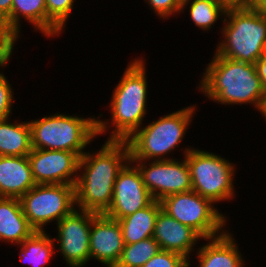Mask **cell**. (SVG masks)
Segmentation results:
<instances>
[{"instance_id":"cell-22","label":"cell","mask_w":266,"mask_h":267,"mask_svg":"<svg viewBox=\"0 0 266 267\" xmlns=\"http://www.w3.org/2000/svg\"><path fill=\"white\" fill-rule=\"evenodd\" d=\"M17 247L20 248L19 257L22 263L32 267L47 266L56 254L54 238L46 231H36Z\"/></svg>"},{"instance_id":"cell-27","label":"cell","mask_w":266,"mask_h":267,"mask_svg":"<svg viewBox=\"0 0 266 267\" xmlns=\"http://www.w3.org/2000/svg\"><path fill=\"white\" fill-rule=\"evenodd\" d=\"M142 267H189V261L181 254L160 250Z\"/></svg>"},{"instance_id":"cell-30","label":"cell","mask_w":266,"mask_h":267,"mask_svg":"<svg viewBox=\"0 0 266 267\" xmlns=\"http://www.w3.org/2000/svg\"><path fill=\"white\" fill-rule=\"evenodd\" d=\"M258 77L261 79L263 87L266 89V54L262 55L255 63Z\"/></svg>"},{"instance_id":"cell-19","label":"cell","mask_w":266,"mask_h":267,"mask_svg":"<svg viewBox=\"0 0 266 267\" xmlns=\"http://www.w3.org/2000/svg\"><path fill=\"white\" fill-rule=\"evenodd\" d=\"M160 209V201L153 200L148 206L119 219L124 243L134 244L153 237L156 218Z\"/></svg>"},{"instance_id":"cell-23","label":"cell","mask_w":266,"mask_h":267,"mask_svg":"<svg viewBox=\"0 0 266 267\" xmlns=\"http://www.w3.org/2000/svg\"><path fill=\"white\" fill-rule=\"evenodd\" d=\"M187 9L192 23L206 32L210 31L219 19L220 22L224 21L222 18H225L227 10L218 0H183L180 13Z\"/></svg>"},{"instance_id":"cell-2","label":"cell","mask_w":266,"mask_h":267,"mask_svg":"<svg viewBox=\"0 0 266 267\" xmlns=\"http://www.w3.org/2000/svg\"><path fill=\"white\" fill-rule=\"evenodd\" d=\"M145 66L146 60L141 55L128 62L120 81L112 90L108 105L111 117L109 120H101L99 117L103 114L97 117V136L107 132L110 134L106 140L126 141L145 124L149 99L148 70Z\"/></svg>"},{"instance_id":"cell-5","label":"cell","mask_w":266,"mask_h":267,"mask_svg":"<svg viewBox=\"0 0 266 267\" xmlns=\"http://www.w3.org/2000/svg\"><path fill=\"white\" fill-rule=\"evenodd\" d=\"M196 111V104H193L164 114L157 120L141 126L126 140L130 160L176 159L168 155L180 147Z\"/></svg>"},{"instance_id":"cell-15","label":"cell","mask_w":266,"mask_h":267,"mask_svg":"<svg viewBox=\"0 0 266 267\" xmlns=\"http://www.w3.org/2000/svg\"><path fill=\"white\" fill-rule=\"evenodd\" d=\"M153 238L158 242L161 250L175 252L185 257L189 261V267L192 259L190 256H194L192 253L198 249L197 242L203 240L195 230L183 225L162 209L159 210L156 218Z\"/></svg>"},{"instance_id":"cell-13","label":"cell","mask_w":266,"mask_h":267,"mask_svg":"<svg viewBox=\"0 0 266 267\" xmlns=\"http://www.w3.org/2000/svg\"><path fill=\"white\" fill-rule=\"evenodd\" d=\"M153 200L138 168L129 161L116 177L112 202L104 215L119 220L148 206Z\"/></svg>"},{"instance_id":"cell-24","label":"cell","mask_w":266,"mask_h":267,"mask_svg":"<svg viewBox=\"0 0 266 267\" xmlns=\"http://www.w3.org/2000/svg\"><path fill=\"white\" fill-rule=\"evenodd\" d=\"M160 250L158 242L153 237L134 244H125L119 261L114 267H142Z\"/></svg>"},{"instance_id":"cell-29","label":"cell","mask_w":266,"mask_h":267,"mask_svg":"<svg viewBox=\"0 0 266 267\" xmlns=\"http://www.w3.org/2000/svg\"><path fill=\"white\" fill-rule=\"evenodd\" d=\"M144 2L148 3L155 16L161 20H169L172 16L180 15L183 4V0H144Z\"/></svg>"},{"instance_id":"cell-33","label":"cell","mask_w":266,"mask_h":267,"mask_svg":"<svg viewBox=\"0 0 266 267\" xmlns=\"http://www.w3.org/2000/svg\"><path fill=\"white\" fill-rule=\"evenodd\" d=\"M248 7L266 13V0H249Z\"/></svg>"},{"instance_id":"cell-31","label":"cell","mask_w":266,"mask_h":267,"mask_svg":"<svg viewBox=\"0 0 266 267\" xmlns=\"http://www.w3.org/2000/svg\"><path fill=\"white\" fill-rule=\"evenodd\" d=\"M12 0H0V17L5 20L11 15Z\"/></svg>"},{"instance_id":"cell-14","label":"cell","mask_w":266,"mask_h":267,"mask_svg":"<svg viewBox=\"0 0 266 267\" xmlns=\"http://www.w3.org/2000/svg\"><path fill=\"white\" fill-rule=\"evenodd\" d=\"M125 243L118 220L96 214L91 221L89 250L94 259L105 267H114L119 261Z\"/></svg>"},{"instance_id":"cell-6","label":"cell","mask_w":266,"mask_h":267,"mask_svg":"<svg viewBox=\"0 0 266 267\" xmlns=\"http://www.w3.org/2000/svg\"><path fill=\"white\" fill-rule=\"evenodd\" d=\"M97 117L56 112L30 120L32 149L61 150L81 157L97 138Z\"/></svg>"},{"instance_id":"cell-18","label":"cell","mask_w":266,"mask_h":267,"mask_svg":"<svg viewBox=\"0 0 266 267\" xmlns=\"http://www.w3.org/2000/svg\"><path fill=\"white\" fill-rule=\"evenodd\" d=\"M35 232L22 211L19 198L0 197V242L16 246Z\"/></svg>"},{"instance_id":"cell-8","label":"cell","mask_w":266,"mask_h":267,"mask_svg":"<svg viewBox=\"0 0 266 267\" xmlns=\"http://www.w3.org/2000/svg\"><path fill=\"white\" fill-rule=\"evenodd\" d=\"M161 209L195 230L203 240L222 235L228 216L193 190L169 195L160 201Z\"/></svg>"},{"instance_id":"cell-4","label":"cell","mask_w":266,"mask_h":267,"mask_svg":"<svg viewBox=\"0 0 266 267\" xmlns=\"http://www.w3.org/2000/svg\"><path fill=\"white\" fill-rule=\"evenodd\" d=\"M222 25L218 56L255 65L266 54V13L250 7L227 8Z\"/></svg>"},{"instance_id":"cell-11","label":"cell","mask_w":266,"mask_h":267,"mask_svg":"<svg viewBox=\"0 0 266 267\" xmlns=\"http://www.w3.org/2000/svg\"><path fill=\"white\" fill-rule=\"evenodd\" d=\"M95 215L90 211L75 209L56 224L57 236L53 237L55 250L68 267H84L90 261V228Z\"/></svg>"},{"instance_id":"cell-1","label":"cell","mask_w":266,"mask_h":267,"mask_svg":"<svg viewBox=\"0 0 266 267\" xmlns=\"http://www.w3.org/2000/svg\"><path fill=\"white\" fill-rule=\"evenodd\" d=\"M129 161L126 141L105 140L99 150L86 151L79 160L76 209L104 214L112 202L116 177Z\"/></svg>"},{"instance_id":"cell-16","label":"cell","mask_w":266,"mask_h":267,"mask_svg":"<svg viewBox=\"0 0 266 267\" xmlns=\"http://www.w3.org/2000/svg\"><path fill=\"white\" fill-rule=\"evenodd\" d=\"M226 230L222 235L205 239L196 250L198 267H244L245 258L234 235ZM208 242V243H207Z\"/></svg>"},{"instance_id":"cell-32","label":"cell","mask_w":266,"mask_h":267,"mask_svg":"<svg viewBox=\"0 0 266 267\" xmlns=\"http://www.w3.org/2000/svg\"><path fill=\"white\" fill-rule=\"evenodd\" d=\"M226 8L248 7L249 0H218Z\"/></svg>"},{"instance_id":"cell-7","label":"cell","mask_w":266,"mask_h":267,"mask_svg":"<svg viewBox=\"0 0 266 267\" xmlns=\"http://www.w3.org/2000/svg\"><path fill=\"white\" fill-rule=\"evenodd\" d=\"M189 166L192 190L214 205L235 199L236 165L216 153L191 146L185 147L183 157Z\"/></svg>"},{"instance_id":"cell-17","label":"cell","mask_w":266,"mask_h":267,"mask_svg":"<svg viewBox=\"0 0 266 267\" xmlns=\"http://www.w3.org/2000/svg\"><path fill=\"white\" fill-rule=\"evenodd\" d=\"M35 185L28 156H0V197L20 198Z\"/></svg>"},{"instance_id":"cell-25","label":"cell","mask_w":266,"mask_h":267,"mask_svg":"<svg viewBox=\"0 0 266 267\" xmlns=\"http://www.w3.org/2000/svg\"><path fill=\"white\" fill-rule=\"evenodd\" d=\"M76 0H45L47 12V38L63 33L66 22L74 10Z\"/></svg>"},{"instance_id":"cell-12","label":"cell","mask_w":266,"mask_h":267,"mask_svg":"<svg viewBox=\"0 0 266 267\" xmlns=\"http://www.w3.org/2000/svg\"><path fill=\"white\" fill-rule=\"evenodd\" d=\"M36 184L74 185L78 178L80 157L70 151L32 149L28 155Z\"/></svg>"},{"instance_id":"cell-34","label":"cell","mask_w":266,"mask_h":267,"mask_svg":"<svg viewBox=\"0 0 266 267\" xmlns=\"http://www.w3.org/2000/svg\"><path fill=\"white\" fill-rule=\"evenodd\" d=\"M258 111L260 112V115L264 118L266 122V89H265V93L263 95V99H262V102H261V105Z\"/></svg>"},{"instance_id":"cell-20","label":"cell","mask_w":266,"mask_h":267,"mask_svg":"<svg viewBox=\"0 0 266 267\" xmlns=\"http://www.w3.org/2000/svg\"><path fill=\"white\" fill-rule=\"evenodd\" d=\"M23 19L47 38V12L45 0H12L11 15L6 19L10 29L21 38Z\"/></svg>"},{"instance_id":"cell-26","label":"cell","mask_w":266,"mask_h":267,"mask_svg":"<svg viewBox=\"0 0 266 267\" xmlns=\"http://www.w3.org/2000/svg\"><path fill=\"white\" fill-rule=\"evenodd\" d=\"M19 37L10 29L6 20L0 17V67H7Z\"/></svg>"},{"instance_id":"cell-3","label":"cell","mask_w":266,"mask_h":267,"mask_svg":"<svg viewBox=\"0 0 266 267\" xmlns=\"http://www.w3.org/2000/svg\"><path fill=\"white\" fill-rule=\"evenodd\" d=\"M196 86L198 92L221 105H253L259 110L265 88L256 66L218 56L215 52Z\"/></svg>"},{"instance_id":"cell-21","label":"cell","mask_w":266,"mask_h":267,"mask_svg":"<svg viewBox=\"0 0 266 267\" xmlns=\"http://www.w3.org/2000/svg\"><path fill=\"white\" fill-rule=\"evenodd\" d=\"M0 120V156H28L32 150L28 121Z\"/></svg>"},{"instance_id":"cell-28","label":"cell","mask_w":266,"mask_h":267,"mask_svg":"<svg viewBox=\"0 0 266 267\" xmlns=\"http://www.w3.org/2000/svg\"><path fill=\"white\" fill-rule=\"evenodd\" d=\"M11 86L7 76L0 70V120L11 118V114H13L14 91Z\"/></svg>"},{"instance_id":"cell-9","label":"cell","mask_w":266,"mask_h":267,"mask_svg":"<svg viewBox=\"0 0 266 267\" xmlns=\"http://www.w3.org/2000/svg\"><path fill=\"white\" fill-rule=\"evenodd\" d=\"M19 200L29 224L35 231L44 232L50 222L57 224L76 209L75 186L36 184Z\"/></svg>"},{"instance_id":"cell-10","label":"cell","mask_w":266,"mask_h":267,"mask_svg":"<svg viewBox=\"0 0 266 267\" xmlns=\"http://www.w3.org/2000/svg\"><path fill=\"white\" fill-rule=\"evenodd\" d=\"M139 170L143 183L156 201L177 193L192 190L191 176L186 157L180 161L130 160Z\"/></svg>"}]
</instances>
